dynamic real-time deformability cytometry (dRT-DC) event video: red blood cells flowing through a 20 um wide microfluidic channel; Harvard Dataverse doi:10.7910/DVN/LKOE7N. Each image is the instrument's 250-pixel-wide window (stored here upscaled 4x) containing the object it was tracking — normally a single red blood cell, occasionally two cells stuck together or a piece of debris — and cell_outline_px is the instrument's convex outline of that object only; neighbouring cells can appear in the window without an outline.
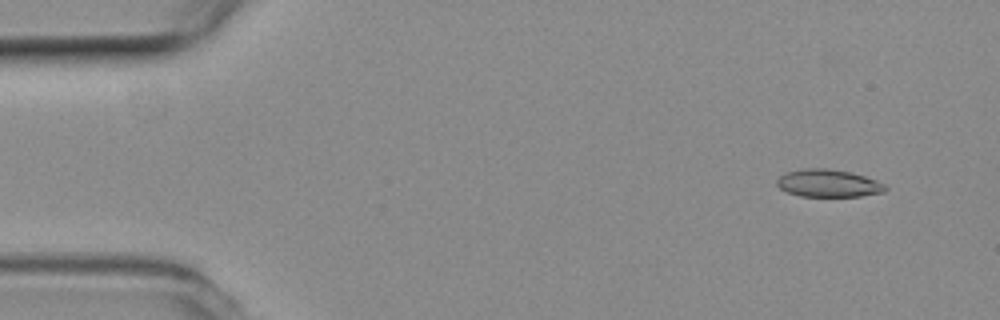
{"species": "common noctule bat (a hibernating species)", "species_latin": "Nyctalus noctula", "temperature_condition": "room temperature", "stored_images_in_passage": 53, "segment_of_instrument_passage": [1, 2], "camera_frame_rate_fps": 3000, "um_per_image_px": 0.085, "animal": {"sex": "female", "body_mass_g": 19.3, "forearm_length_mm": 54.1}, "frame": {"image": 1, "passage_image": 3, "time_ms": 0.667, "image_size_px": [1000, 320], "cell_outline_px": [[888, 188], [884, 192], [860, 196], [800, 196], [788, 192], [780, 188], [776, 184], [776, 180], [780, 176], [788, 172], [804, 168], [824, 168], [852, 172], [876, 180], [884, 184]], "centroid_in_image_um": [70.41, 15.57], "position_along_channel_um": 14.6, "area_um2": 17.34}}
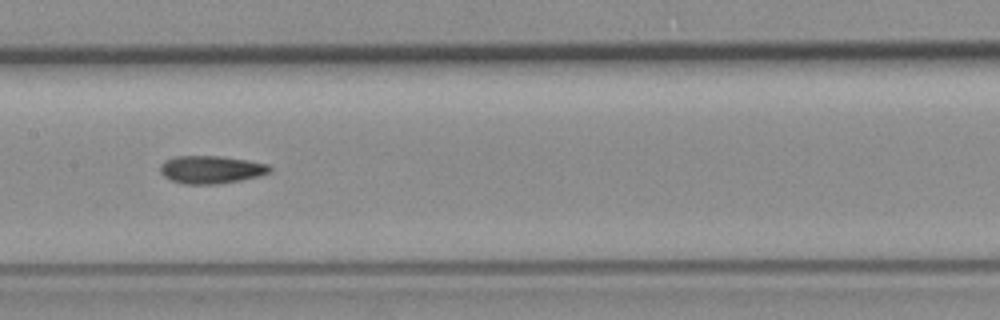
{"frame": {"image": 2, "passage_image": 25, "time_ms": 8.0, "image_size_px": [1000, 320], "cell_outline_px": [[272, 172], [240, 180], [216, 184], [184, 184], [172, 180], [164, 176], [160, 172], [160, 164], [164, 160], [176, 156], [220, 156], [248, 160], [268, 164], [272, 168]], "centroid_in_image_um": [17.93, 14.4], "position_along_channel_um": 189.5, "area_um2": 17.74}}
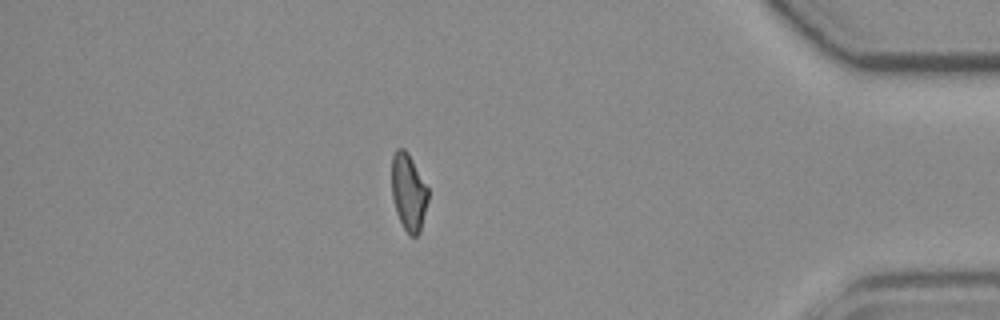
{"frame": {"image": 3, "passage_image": 45, "time_ms": 14.667, "image_size_px": [1000, 320], "cell_outline_px": [[428, 200], [420, 232], [416, 236], [412, 236], [404, 228], [396, 212], [392, 196], [392, 156], [396, 148], [404, 148], [408, 152], [428, 188]], "centroid_in_image_um": [34.72, 16.31], "position_along_channel_um": 400.5, "area_um2": 16.24}}